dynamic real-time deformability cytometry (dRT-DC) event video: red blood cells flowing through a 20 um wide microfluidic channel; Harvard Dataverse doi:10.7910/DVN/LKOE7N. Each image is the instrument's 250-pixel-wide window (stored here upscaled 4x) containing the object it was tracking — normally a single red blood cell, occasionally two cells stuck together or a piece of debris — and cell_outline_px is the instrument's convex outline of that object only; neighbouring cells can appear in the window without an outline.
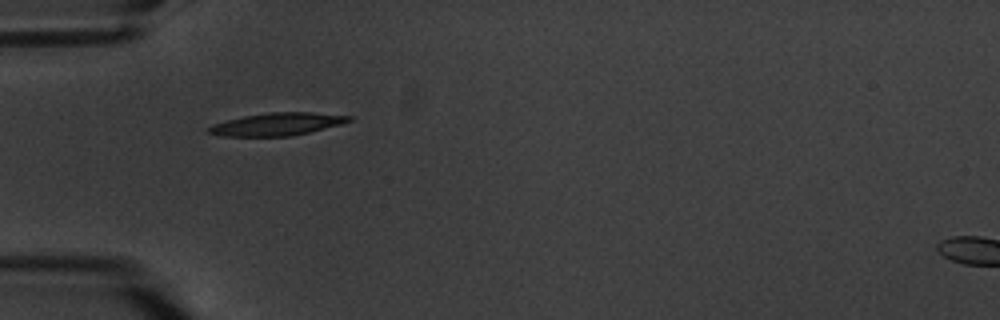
{"species": "common noctule bat (a hibernating species)", "species_latin": "Nyctalus noctula", "temperature_condition": "warm", "stored_images_in_passage": 2, "camera_frame_rate_fps": 3000, "um_per_image_px": 0.085, "animal": {"sex": "male", "body_mass_g": 20.1, "forearm_length_mm": 53.5}, "frame": {"image": 1, "passage_image": 1, "time_ms": 0.0, "image_size_px": [1000, 320], "cell_outline_px": [[352, 120], [340, 124], [292, 136], [220, 136], [208, 132], [208, 128], [216, 124], [228, 120], [244, 116], [268, 112], [312, 112], [352, 116]], "centroid_in_image_um": [23.58, 10.55], "position_along_channel_um": 61.4, "area_um2": 18.21}}